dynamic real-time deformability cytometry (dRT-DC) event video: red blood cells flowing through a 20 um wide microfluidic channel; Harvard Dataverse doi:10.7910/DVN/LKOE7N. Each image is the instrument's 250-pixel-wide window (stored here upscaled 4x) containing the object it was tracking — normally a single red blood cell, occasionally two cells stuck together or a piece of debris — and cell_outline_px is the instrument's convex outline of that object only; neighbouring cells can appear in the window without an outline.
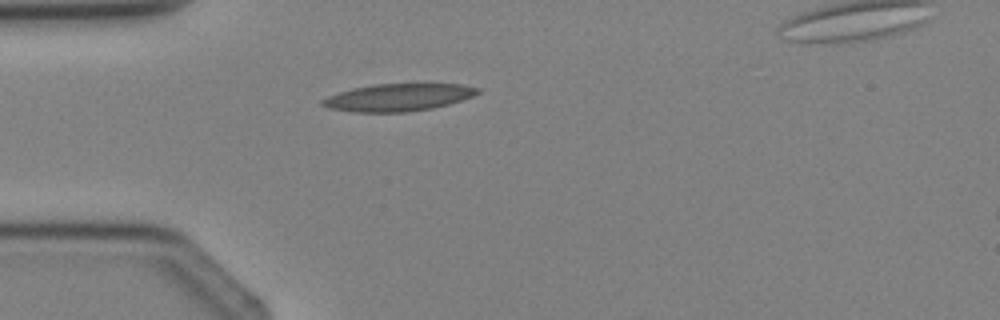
{"species": "Egyptian fruit bat (a non-hibernating species)", "species_latin": "Rousettus aegyptiacus", "temperature_condition": "cold", "stored_images_in_passage": 2, "camera_frame_rate_fps": 3000, "um_per_image_px": 0.085, "animal": {"sex": "female"}, "frame": {"image": 1, "passage_image": 1, "time_ms": 0.0, "image_size_px": [1000, 320], "cell_outline_px": [[480, 92], [472, 96], [448, 104], [432, 108], [408, 112], [352, 112], [328, 108], [320, 104], [320, 100], [328, 96], [352, 88], [372, 84], [464, 84], [480, 88]], "centroid_in_image_um": [33.82, 8.28], "position_along_channel_um": 51.2, "area_um2": 24.8}}